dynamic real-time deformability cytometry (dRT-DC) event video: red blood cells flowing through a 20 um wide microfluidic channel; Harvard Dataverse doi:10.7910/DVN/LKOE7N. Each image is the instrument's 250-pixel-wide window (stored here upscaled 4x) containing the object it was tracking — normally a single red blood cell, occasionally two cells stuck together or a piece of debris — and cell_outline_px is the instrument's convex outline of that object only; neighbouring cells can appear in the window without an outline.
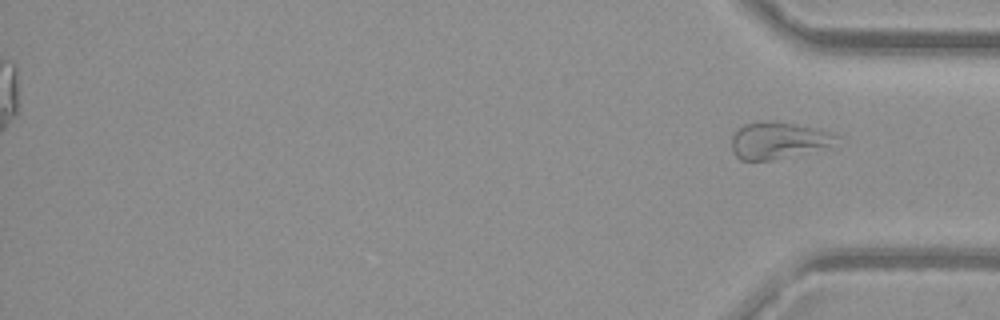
{"species": "common noctule bat (a hibernating species)", "species_latin": "Nyctalus noctula", "temperature_condition": "warm", "stored_images_in_passage": 49, "segment_of_instrument_passage": [2, 2], "camera_frame_rate_fps": 3000, "um_per_image_px": 0.085, "animal": {"sex": "female", "body_mass_g": 29.2, "forearm_length_mm": 56.3}, "frame": {"image": 1, "passage_image": 49, "time_ms": 16.0, "image_size_px": [1000, 320], "cell_outline_px": [[836, 148], [772, 160], [740, 160], [732, 152], [732, 136], [744, 124], [764, 120], [776, 120], [812, 128], [836, 136]], "centroid_in_image_um": [66.17, 11.96], "position_along_channel_um": 369.0, "area_um2": 22.77}}